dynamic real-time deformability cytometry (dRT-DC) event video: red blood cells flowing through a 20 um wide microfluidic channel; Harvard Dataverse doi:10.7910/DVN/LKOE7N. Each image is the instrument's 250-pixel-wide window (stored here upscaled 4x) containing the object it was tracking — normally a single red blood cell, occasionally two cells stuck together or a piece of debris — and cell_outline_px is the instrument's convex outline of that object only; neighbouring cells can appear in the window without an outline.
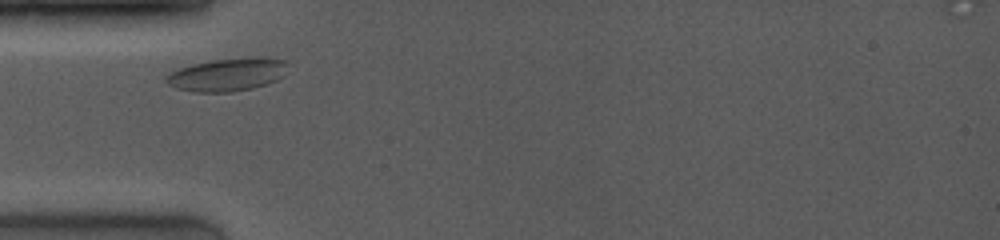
{"species": "common noctule bat (a hibernating species)", "species_latin": "Nyctalus noctula", "temperature_condition": "room temperature", "stored_images_in_passage": 4, "camera_frame_rate_fps": 4000, "um_per_image_px": 0.085, "animal": {"sex": "female", "body_mass_g": 19.0, "forearm_length_mm": 53.3}, "frame": {"image": 1, "passage_image": 1, "time_ms": 0.0, "image_size_px": [1000, 240], "cell_outline_px": [[288, 64], [284, 76], [276, 80], [252, 88], [232, 92], [196, 92], [176, 88], [168, 84], [164, 80], [164, 76], [168, 72], [192, 64], [212, 60], [260, 56], [264, 56], [288, 60]], "centroid_in_image_um": [19.34, 6.32], "position_along_channel_um": 65.7, "area_um2": 23.7}}